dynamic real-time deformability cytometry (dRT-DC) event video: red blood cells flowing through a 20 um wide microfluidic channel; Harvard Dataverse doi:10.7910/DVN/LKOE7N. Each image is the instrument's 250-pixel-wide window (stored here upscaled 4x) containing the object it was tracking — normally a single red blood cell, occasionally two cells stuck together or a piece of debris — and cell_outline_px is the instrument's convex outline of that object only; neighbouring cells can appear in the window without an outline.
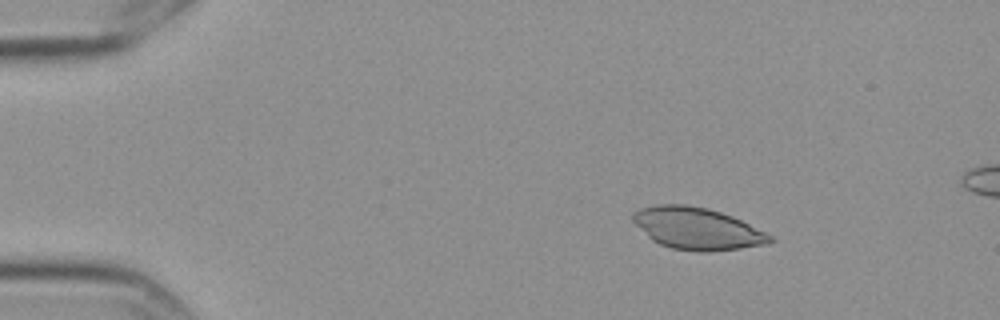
{"species": "Egyptian fruit bat (a non-hibernating species)", "species_latin": "Rousettus aegyptiacus", "temperature_condition": "cold", "stored_images_in_passage": 7, "camera_frame_rate_fps": 3000, "um_per_image_px": 0.085, "frame": {"image": 1, "passage_image": 3, "time_ms": 0.667, "image_size_px": [1000, 320], "cell_outline_px": [[776, 240], [764, 244], [740, 248], [712, 252], [696, 252], [672, 248], [660, 244], [652, 240], [632, 220], [632, 212], [640, 208], [656, 204], [688, 204], [708, 208], [732, 216], [772, 236]], "centroid_in_image_um": [59.23, 19.42], "position_along_channel_um": 25.8, "area_um2": 33.41}}
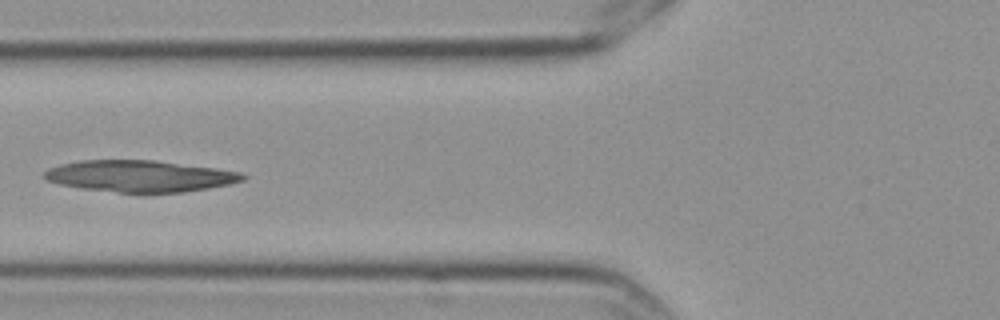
{"frame": {"image": 2, "passage_image": 7, "time_ms": 2.0, "image_size_px": [1000, 320], "cell_outline_px": [[248, 176], [244, 180], [228, 184], [208, 188], [184, 192], [120, 192], [80, 188], [60, 184], [48, 180], [40, 176], [48, 168], [60, 164], [80, 160], [156, 160], [216, 168], [240, 172]], "centroid_in_image_um": [11.87, 14.96], "position_along_channel_um": 113.9, "area_um2": 36.41}}